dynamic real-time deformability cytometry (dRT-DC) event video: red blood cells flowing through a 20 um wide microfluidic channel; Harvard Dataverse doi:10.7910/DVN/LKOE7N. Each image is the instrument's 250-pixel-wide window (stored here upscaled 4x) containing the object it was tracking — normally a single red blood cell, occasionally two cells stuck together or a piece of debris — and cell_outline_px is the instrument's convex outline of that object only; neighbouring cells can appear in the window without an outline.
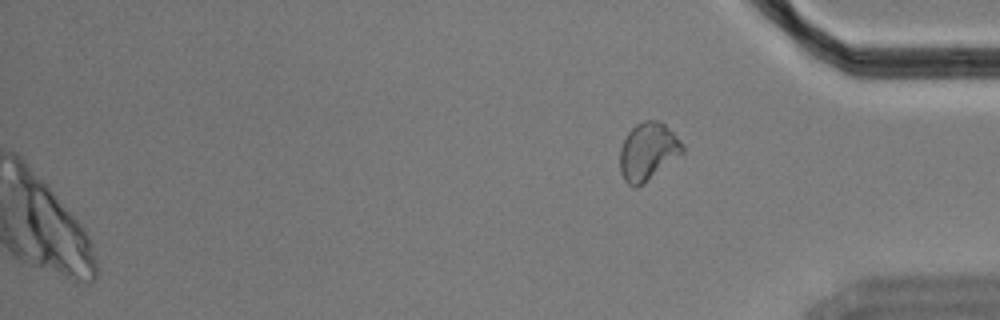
{"species": "Egyptian fruit bat (a non-hibernating species)", "species_latin": "Rousettus aegyptiacus", "temperature_condition": "cold", "stored_images_in_passage": 45, "camera_frame_rate_fps": 3000, "um_per_image_px": 0.085, "animal": {"sex": "male"}, "frame": {"image": 1, "passage_image": 45, "time_ms": 14.667, "image_size_px": [1000, 320], "cell_outline_px": [[684, 152], [644, 184], [636, 188], [632, 188], [624, 180], [620, 172], [620, 148], [628, 132], [636, 124], [644, 120], [660, 120], [684, 144]], "centroid_in_image_um": [55.06, 12.9], "position_along_channel_um": 380.1, "area_um2": 21.15}}